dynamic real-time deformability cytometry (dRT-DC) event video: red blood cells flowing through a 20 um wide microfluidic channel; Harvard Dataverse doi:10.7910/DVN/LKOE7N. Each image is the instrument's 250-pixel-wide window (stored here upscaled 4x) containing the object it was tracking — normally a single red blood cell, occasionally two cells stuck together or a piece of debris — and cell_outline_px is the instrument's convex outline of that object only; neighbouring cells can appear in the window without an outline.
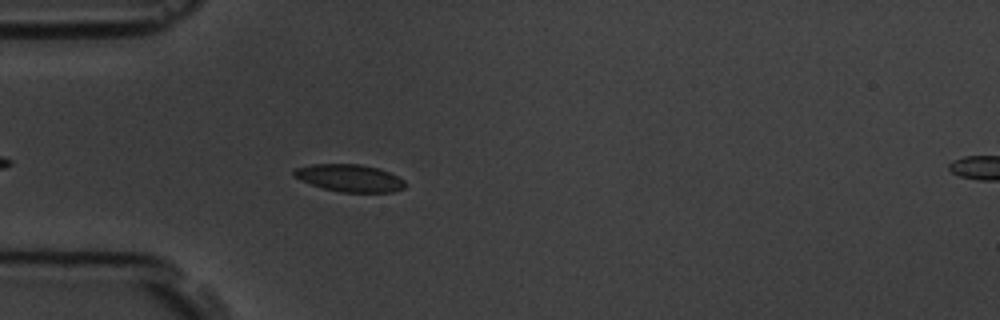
{"species": "common noctule bat (a hibernating species)", "species_latin": "Nyctalus noctula", "temperature_condition": "room temperature", "stored_images_in_passage": 6, "segment_of_instrument_passage": [1, 2], "camera_frame_rate_fps": 3000, "um_per_image_px": 0.085, "animal": {"sex": "male", "body_mass_g": 19.5, "forearm_length_mm": 54.6}, "frame": {"image": 1, "passage_image": 5, "time_ms": 4.333, "image_size_px": [1000, 320], "cell_outline_px": [[408, 184], [404, 188], [392, 192], [340, 192], [324, 188], [300, 180], [292, 176], [292, 168], [312, 164], [360, 164], [376, 168], [388, 172], [404, 180]], "centroid_in_image_um": [29.68, 15.13], "position_along_channel_um": 55.3, "area_um2": 17.74}}